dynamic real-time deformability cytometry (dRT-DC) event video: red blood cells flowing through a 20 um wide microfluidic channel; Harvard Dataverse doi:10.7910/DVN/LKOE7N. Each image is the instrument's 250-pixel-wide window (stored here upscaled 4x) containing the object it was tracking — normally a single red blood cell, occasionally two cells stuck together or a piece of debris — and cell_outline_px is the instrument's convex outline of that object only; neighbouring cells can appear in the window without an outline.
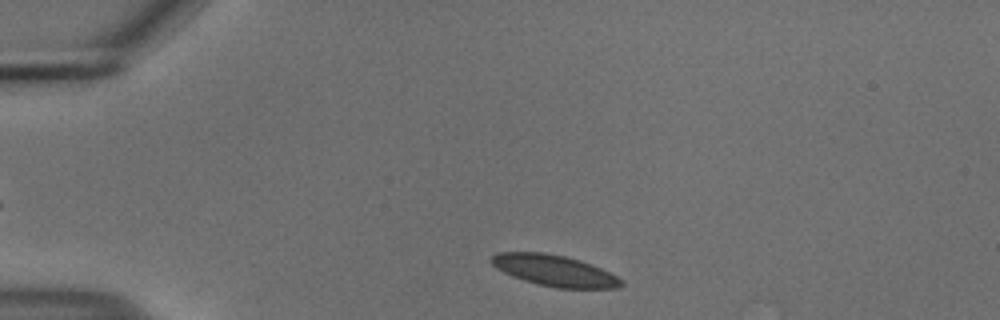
{"species": "common noctule bat (a hibernating species)", "species_latin": "Nyctalus noctula", "temperature_condition": "cold", "stored_images_in_passage": 45, "camera_frame_rate_fps": 3000, "um_per_image_px": 0.085, "animal": {"sex": "male", "body_mass_g": 18.8}, "frame": {"image": 1, "passage_image": 2, "time_ms": 0.333, "image_size_px": [1000, 320], "cell_outline_px": [[624, 284], [616, 288], [556, 288], [536, 284], [512, 276], [496, 268], [488, 260], [496, 252], [544, 252], [564, 256], [580, 260], [592, 264], [624, 280]], "centroid_in_image_um": [47.1, 22.99], "position_along_channel_um": 37.9, "area_um2": 23.64}}
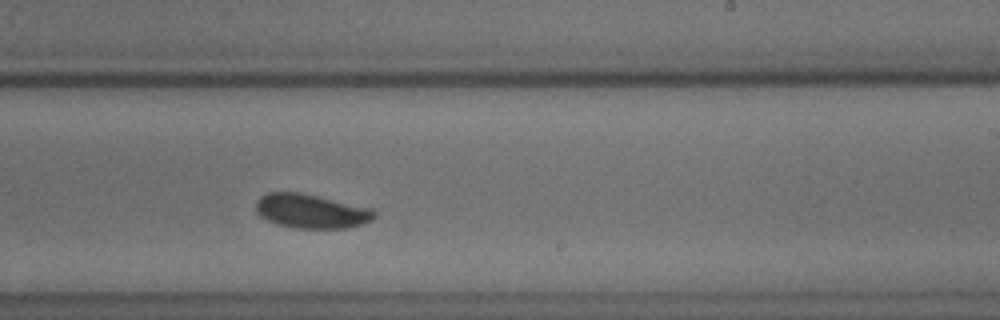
{"frame": {"image": 2, "passage_image": 24, "time_ms": 7.667, "image_size_px": [1000, 320], "cell_outline_px": [[376, 216], [372, 220], [348, 228], [296, 228], [280, 224], [268, 220], [260, 216], [256, 212], [256, 200], [260, 196], [268, 192], [300, 192], [372, 208], [376, 212]], "centroid_in_image_um": [26.45, 17.94], "position_along_channel_um": 262.6, "area_um2": 23.52}}
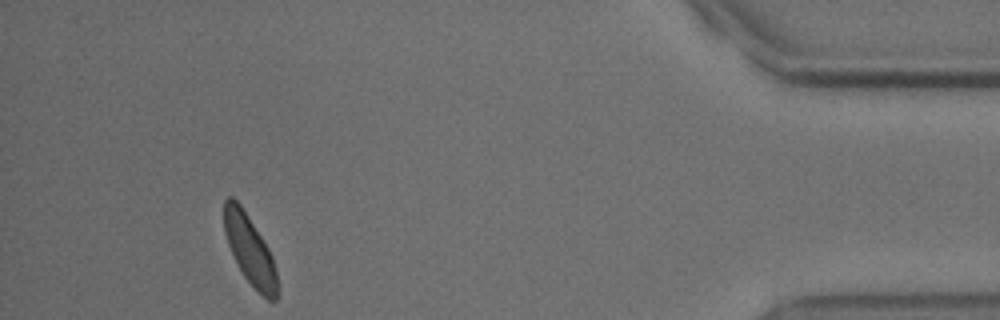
{"frame": {"image": 3, "passage_image": 41, "time_ms": 13.333, "image_size_px": [1000, 320], "cell_outline_px": [[280, 296], [276, 300], [268, 300], [244, 276], [228, 244], [224, 232], [224, 200], [228, 196], [232, 196], [240, 204], [268, 248], [272, 256], [276, 272]], "centroid_in_image_um": [21.25, 21.25], "position_along_channel_um": 414.0, "area_um2": 21.04}, "authors_computed_cell_mechanics": {"area_um2": 23.0622, "velocity_mm_per_s": 3.6491, "shape_relaxation_time_tau1_ms": 4.8194, "shape_relaxation_time_tau2_ms": 3.9288, "deformation_change_tau1": 0.1258, "deformation_change_tau2": 0.0777}}